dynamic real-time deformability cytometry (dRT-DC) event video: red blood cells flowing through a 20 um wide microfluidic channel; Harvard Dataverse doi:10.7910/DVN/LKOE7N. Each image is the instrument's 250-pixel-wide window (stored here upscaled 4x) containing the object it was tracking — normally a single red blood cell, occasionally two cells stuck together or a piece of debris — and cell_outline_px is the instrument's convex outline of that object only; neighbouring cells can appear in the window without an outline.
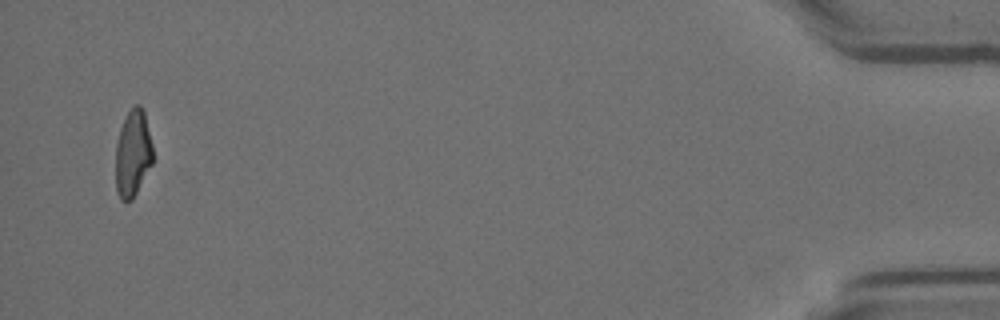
{"species": "Egyptian fruit bat (a non-hibernating species)", "species_latin": "Rousettus aegyptiacus", "temperature_condition": "room temperature", "stored_images_in_passage": 16, "camera_frame_rate_fps": 3000, "um_per_image_px": 0.085, "animal": {"sex": "female"}, "frame": {"image": 1, "passage_image": 16, "time_ms": 5.0, "image_size_px": [1000, 320], "cell_outline_px": [[152, 164], [132, 200], [120, 200], [116, 192], [116, 144], [120, 128], [128, 112], [136, 104], [140, 104], [144, 112], [152, 144]], "centroid_in_image_um": [11.28, 13.06], "position_along_channel_um": 423.9, "area_um2": 18.67}}